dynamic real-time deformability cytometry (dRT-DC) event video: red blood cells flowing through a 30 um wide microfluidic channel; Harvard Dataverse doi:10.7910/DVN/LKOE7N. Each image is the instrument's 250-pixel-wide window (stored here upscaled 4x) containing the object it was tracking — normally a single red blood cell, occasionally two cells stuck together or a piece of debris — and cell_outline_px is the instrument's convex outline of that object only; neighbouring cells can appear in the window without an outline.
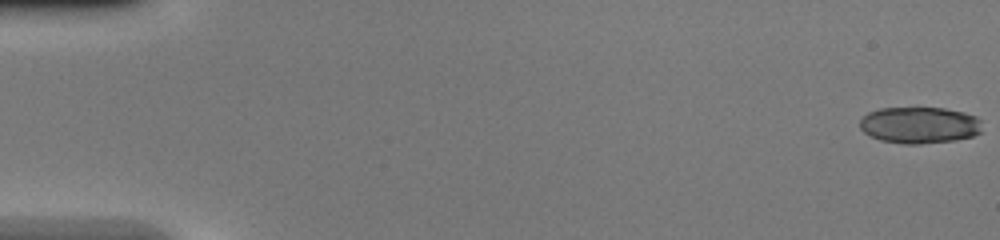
{"species": "common noctule bat (a hibernating species)", "species_latin": "Nyctalus noctula", "temperature_condition": "warm", "stored_images_in_passage": 47, "camera_frame_rate_fps": 3000, "um_per_image_px": 0.085, "animal": {"sex": "female", "body_mass_g": 20.0, "forearm_length_mm": 54.0}, "frame": {"image": 1, "passage_image": 1, "time_ms": 0.0, "image_size_px": [1000, 240], "cell_outline_px": [[980, 132], [972, 136], [956, 140], [920, 144], [904, 144], [880, 140], [864, 132], [860, 128], [860, 120], [868, 112], [880, 108], [944, 108], [964, 112], [976, 116], [980, 120]], "centroid_in_image_um": [78.15, 10.63], "position_along_channel_um": 6.9, "area_um2": 26.01}}
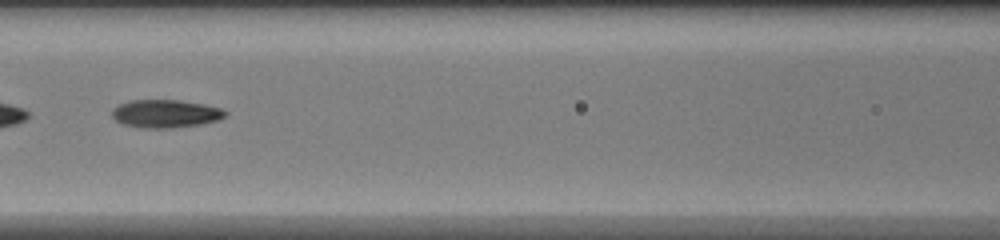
{"frame": {"image": 2, "passage_image": 22, "time_ms": 7.0, "image_size_px": [1000, 240], "cell_outline_px": [[228, 112], [220, 120], [200, 124], [172, 128], [140, 128], [124, 124], [116, 120], [112, 116], [112, 108], [128, 100], [180, 100], [204, 104], [220, 108]], "centroid_in_image_um": [14.06, 9.66], "position_along_channel_um": 152.5, "area_um2": 18.55}}
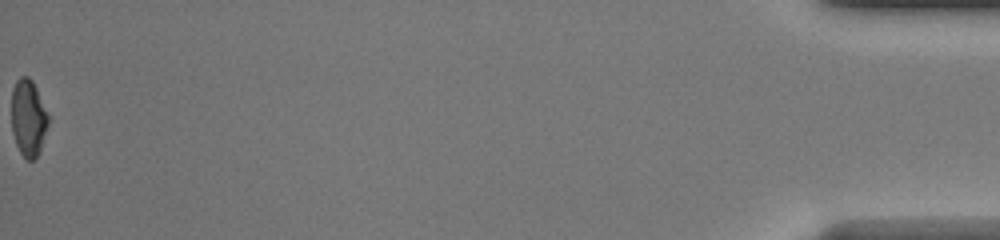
{"frame": {"image": 3, "passage_image": 47, "time_ms": 15.333, "image_size_px": [1000, 240], "cell_outline_px": [[48, 124], [40, 152], [32, 160], [28, 160], [20, 152], [16, 144], [12, 132], [12, 88], [16, 80], [20, 76], [28, 76], [32, 80], [48, 112]], "centroid_in_image_um": [2.41, 10.0], "position_along_channel_um": 432.8, "area_um2": 16.47}}